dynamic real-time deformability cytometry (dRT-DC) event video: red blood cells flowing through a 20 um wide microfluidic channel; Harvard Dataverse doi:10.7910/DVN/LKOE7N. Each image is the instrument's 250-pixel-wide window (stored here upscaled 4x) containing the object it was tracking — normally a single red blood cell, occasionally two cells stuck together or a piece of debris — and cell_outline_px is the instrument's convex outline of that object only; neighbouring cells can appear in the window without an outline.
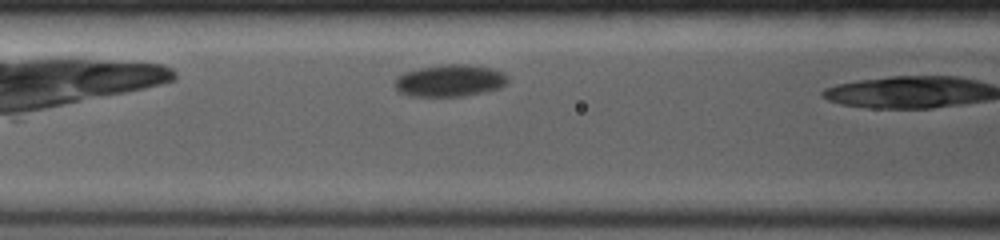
{"species": "common noctule bat (a hibernating species)", "species_latin": "Nyctalus noctula", "temperature_condition": "room temperature", "stored_images_in_passage": 5, "camera_frame_rate_fps": 4000, "um_per_image_px": 0.085, "animal": {"sex": "female", "body_mass_g": 19.0, "forearm_length_mm": 53.3}, "frame": {"image": 1, "passage_image": 4, "time_ms": 2.75, "image_size_px": [1000, 240], "cell_outline_px": [[508, 80], [500, 88], [464, 96], [408, 96], [400, 92], [396, 88], [396, 76], [404, 72], [420, 68], [444, 64], [468, 64], [492, 68], [504, 72], [508, 76]], "centroid_in_image_um": [38.25, 6.84], "position_along_channel_um": 128.4, "area_um2": 21.1}}